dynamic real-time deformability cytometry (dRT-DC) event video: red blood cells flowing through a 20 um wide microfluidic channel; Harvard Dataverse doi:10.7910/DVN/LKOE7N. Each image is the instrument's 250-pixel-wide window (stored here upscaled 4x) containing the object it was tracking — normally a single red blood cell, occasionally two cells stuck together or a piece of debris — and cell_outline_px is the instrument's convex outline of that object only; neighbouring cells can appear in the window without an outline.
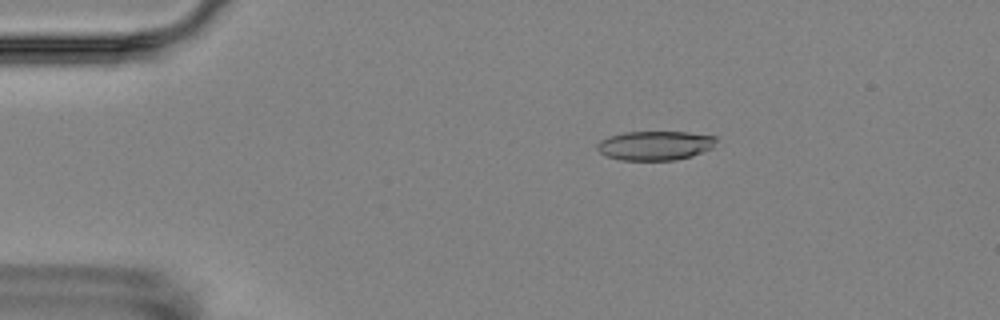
{"species": "Egyptian fruit bat (a non-hibernating species)", "species_latin": "Rousettus aegyptiacus", "temperature_condition": "room temperature", "stored_images_in_passage": 7, "camera_frame_rate_fps": 3000, "um_per_image_px": 0.085, "animal": {"sex": "female"}, "frame": {"image": 1, "passage_image": 2, "time_ms": 1.0, "image_size_px": [1000, 320], "cell_outline_px": [[716, 140], [712, 148], [692, 156], [676, 160], [620, 160], [608, 156], [600, 152], [596, 148], [596, 144], [600, 140], [608, 136], [624, 132], [688, 132], [716, 136]], "centroid_in_image_um": [55.67, 12.36], "position_along_channel_um": 29.3, "area_um2": 20.35}}
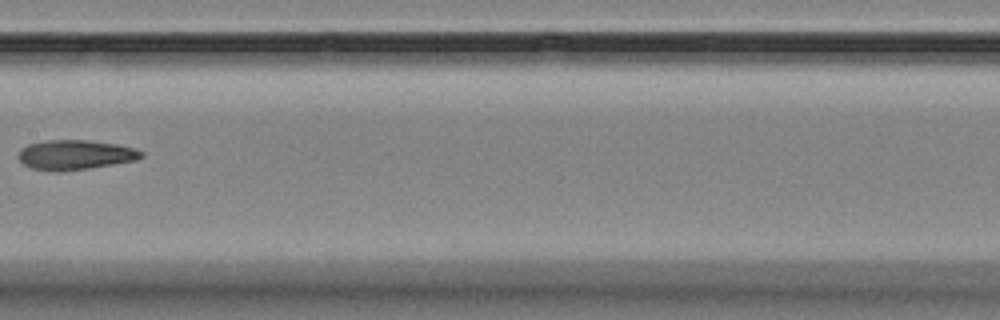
{"frame": {"image": 2, "passage_image": 6, "time_ms": 7.333, "image_size_px": [1000, 320], "cell_outline_px": [[144, 156], [136, 160], [88, 168], [32, 168], [24, 164], [16, 156], [20, 148], [28, 144], [44, 140], [88, 140], [116, 144], [136, 148], [144, 152]], "centroid_in_image_um": [6.43, 13.1], "position_along_channel_um": 201.0, "area_um2": 20.58}}
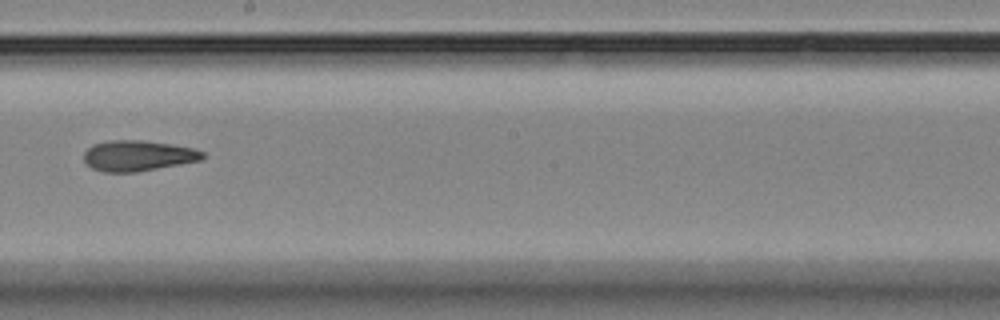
{"frame": {"image": 3, "passage_image": 7, "time_ms": 8.333, "image_size_px": [1000, 320], "cell_outline_px": [[204, 156], [200, 160], [180, 164], [136, 172], [104, 172], [92, 168], [84, 164], [84, 152], [92, 144], [108, 140], [144, 140], [172, 144], [192, 148], [204, 152]], "centroid_in_image_um": [11.67, 13.23], "position_along_channel_um": 236.5, "area_um2": 21.27}}